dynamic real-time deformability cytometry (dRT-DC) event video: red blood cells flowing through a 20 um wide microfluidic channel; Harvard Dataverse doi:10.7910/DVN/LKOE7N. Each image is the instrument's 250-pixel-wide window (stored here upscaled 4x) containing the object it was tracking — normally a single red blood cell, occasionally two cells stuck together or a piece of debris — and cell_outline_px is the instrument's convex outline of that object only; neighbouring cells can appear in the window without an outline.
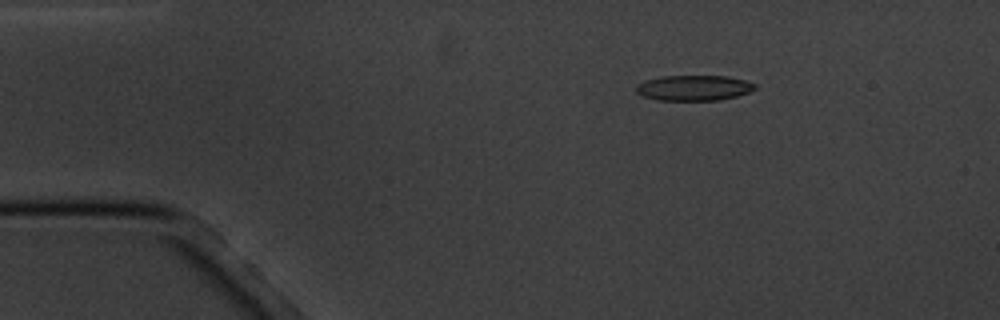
{"species": "common noctule bat (a hibernating species)", "species_latin": "Nyctalus noctula", "temperature_condition": "cold", "stored_images_in_passage": 3, "camera_frame_rate_fps": 3000, "um_per_image_px": 0.085, "animal": {"sex": "male", "body_mass_g": 20.1, "forearm_length_mm": 53.5}, "frame": {"image": 1, "passage_image": 1, "time_ms": 0.0, "image_size_px": [1000, 320], "cell_outline_px": [[756, 88], [748, 92], [736, 96], [720, 100], [656, 100], [644, 96], [636, 92], [636, 84], [644, 80], [664, 76], [728, 76], [744, 80], [756, 84]], "centroid_in_image_um": [58.95, 7.47], "position_along_channel_um": 26.0, "area_um2": 17.57}}